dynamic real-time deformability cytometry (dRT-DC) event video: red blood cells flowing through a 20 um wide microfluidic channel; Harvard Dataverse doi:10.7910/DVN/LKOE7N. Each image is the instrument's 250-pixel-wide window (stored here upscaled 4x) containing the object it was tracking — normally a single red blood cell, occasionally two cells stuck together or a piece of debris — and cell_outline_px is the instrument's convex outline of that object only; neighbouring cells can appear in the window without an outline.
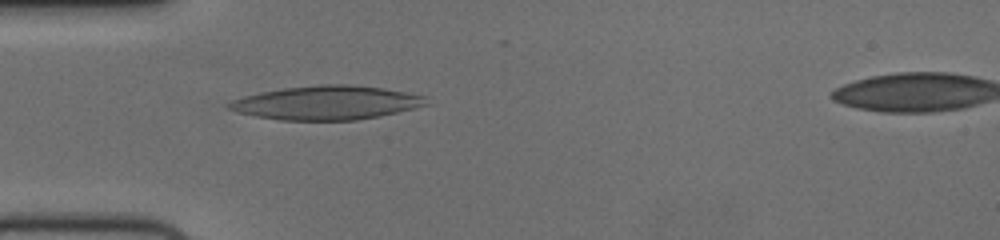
{"species": "human", "species_latin": "Homo sapiens", "temperature_condition": "cold", "stored_images_in_passage": 5, "segment_of_instrument_passage": [1, 2], "camera_frame_rate_fps": 3000, "um_per_image_px": 0.085, "donor": {"sex": "female"}, "frame": {"image": 1, "passage_image": 1, "time_ms": 0.0, "image_size_px": [1000, 240], "cell_outline_px": [[428, 104], [416, 108], [380, 116], [356, 120], [280, 120], [256, 116], [240, 112], [228, 108], [224, 104], [232, 100], [244, 96], [260, 92], [284, 88], [320, 84], [352, 84], [384, 88], [428, 96]], "centroid_in_image_um": [27.8, 8.72], "position_along_channel_um": 57.2, "area_um2": 39.13}}